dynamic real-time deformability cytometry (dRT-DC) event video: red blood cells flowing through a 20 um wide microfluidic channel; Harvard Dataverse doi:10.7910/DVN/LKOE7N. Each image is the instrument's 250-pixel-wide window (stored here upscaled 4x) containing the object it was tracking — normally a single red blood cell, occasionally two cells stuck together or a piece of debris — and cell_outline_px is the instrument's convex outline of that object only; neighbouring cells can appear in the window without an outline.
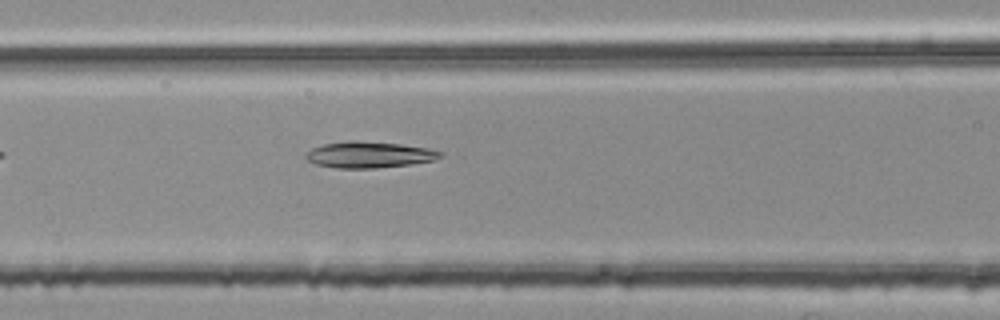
{"species": "common noctule bat (a hibernating species)", "species_latin": "Nyctalus noctula", "temperature_condition": "room temperature", "stored_images_in_passage": 5, "camera_frame_rate_fps": 3000, "um_per_image_px": 0.085, "animal": {"sex": "female", "body_mass_g": 25.1}, "frame": {"image": 1, "passage_image": 5, "time_ms": 1.333, "image_size_px": [1000, 320], "cell_outline_px": [[444, 152], [436, 160], [408, 164], [376, 168], [336, 168], [316, 164], [308, 160], [304, 156], [312, 148], [324, 144], [348, 140], [356, 140], [400, 144], [428, 148]], "centroid_in_image_um": [31.37, 13.14], "position_along_channel_um": 135.2, "area_um2": 20.46}}